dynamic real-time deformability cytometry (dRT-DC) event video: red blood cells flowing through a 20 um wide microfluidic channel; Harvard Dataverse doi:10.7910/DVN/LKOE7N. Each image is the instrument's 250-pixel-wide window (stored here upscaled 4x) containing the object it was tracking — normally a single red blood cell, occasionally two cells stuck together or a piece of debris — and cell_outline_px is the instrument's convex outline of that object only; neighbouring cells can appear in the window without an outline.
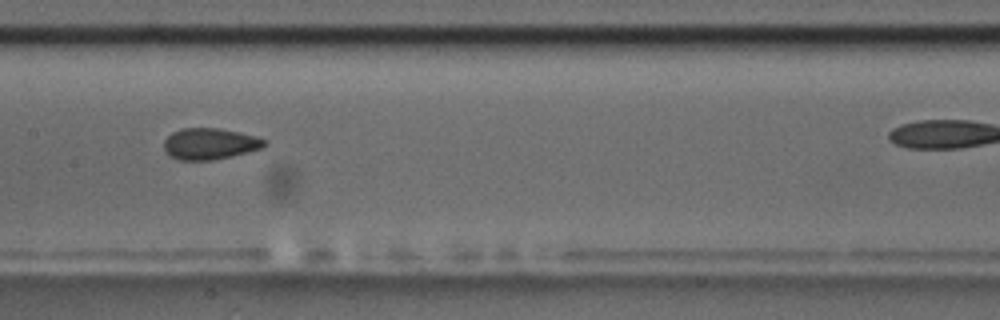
{"species": "common noctule bat (a hibernating species)", "species_latin": "Nyctalus noctula", "temperature_condition": "room temperature", "stored_images_in_passage": 9, "camera_frame_rate_fps": 3000, "um_per_image_px": 0.085, "animal": {"sex": "male", "body_mass_g": 17.5, "forearm_length_mm": 52.3}, "frame": {"image": 1, "passage_image": 4, "time_ms": 3.667, "image_size_px": [1000, 320], "cell_outline_px": [[268, 144], [264, 148], [232, 156], [212, 160], [180, 160], [172, 156], [164, 148], [164, 140], [172, 132], [180, 128], [220, 128], [240, 132], [256, 136], [268, 140]], "centroid_in_image_um": [17.9, 12.21], "position_along_channel_um": 189.5, "area_um2": 18.5}}